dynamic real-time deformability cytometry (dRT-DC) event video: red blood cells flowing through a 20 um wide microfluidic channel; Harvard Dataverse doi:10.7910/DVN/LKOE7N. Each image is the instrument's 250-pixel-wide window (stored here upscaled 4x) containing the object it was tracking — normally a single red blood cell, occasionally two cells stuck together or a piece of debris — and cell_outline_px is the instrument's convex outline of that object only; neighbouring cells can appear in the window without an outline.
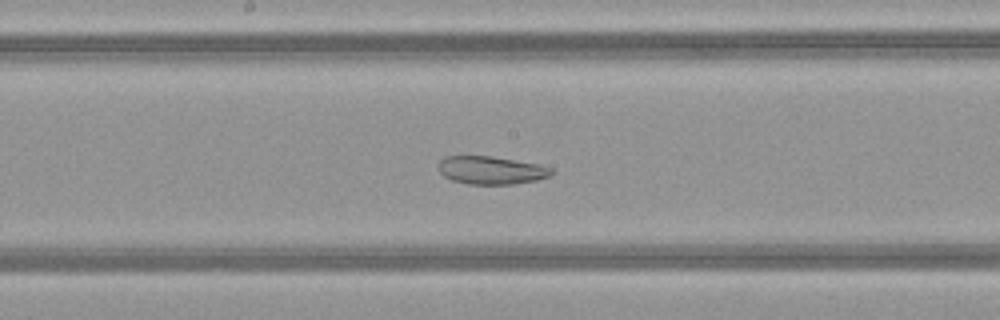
{"species": "common noctule bat (a hibernating species)", "species_latin": "Nyctalus noctula", "temperature_condition": "warm", "stored_images_in_passage": 49, "camera_frame_rate_fps": 3000, "um_per_image_px": 0.085, "animal": {"sex": "female", "body_mass_g": 21.9}, "frame": {"image": 1, "passage_image": 26, "time_ms": 8.333, "image_size_px": [1000, 320], "cell_outline_px": [[556, 172], [548, 176], [536, 180], [512, 184], [468, 184], [452, 180], [444, 176], [436, 168], [440, 160], [444, 156], [492, 156], [540, 164], [552, 168]], "centroid_in_image_um": [41.74, 14.46], "position_along_channel_um": 206.5, "area_um2": 18.61}}
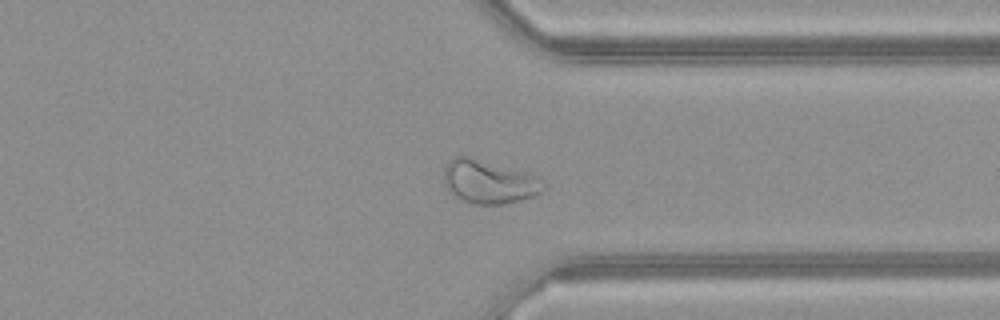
{"frame": {"image": 2, "passage_image": 38, "time_ms": 12.333, "image_size_px": [1000, 320], "cell_outline_px": [[548, 188], [536, 196], [520, 200], [500, 204], [472, 204], [456, 200], [444, 184], [444, 168], [448, 160], [452, 156], [468, 156], [528, 172], [536, 176], [548, 184]], "centroid_in_image_um": [41.57, 15.46], "position_along_channel_um": 369.8, "area_um2": 25.89}}
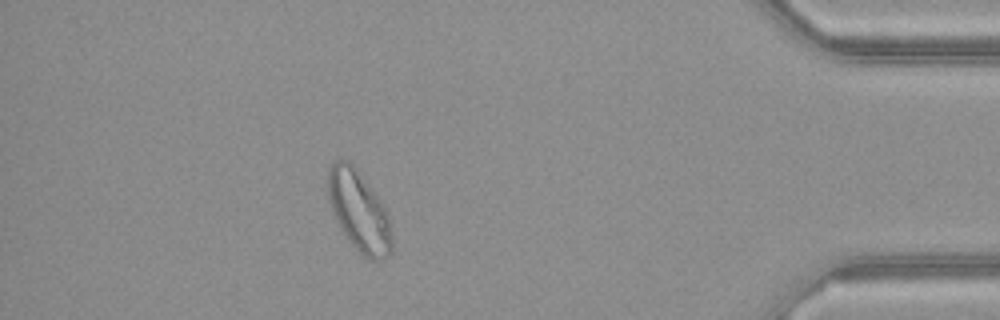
{"frame": {"image": 3, "passage_image": 44, "time_ms": 14.333, "image_size_px": [1000, 320], "cell_outline_px": [[392, 252], [384, 260], [368, 260], [356, 252], [348, 240], [336, 220], [328, 200], [324, 184], [328, 168], [332, 160], [348, 160], [352, 164], [380, 200], [388, 216], [392, 236]], "centroid_in_image_um": [30.46, 17.96], "position_along_channel_um": 404.7, "area_um2": 30.52}, "authors_computed_cell_mechanics": {"area_um2": 28.4954, "velocity_mm_per_s": 4.1154, "shape_relaxation_time_tau1_ms": null, "shape_relaxation_time_tau2_ms": 1.5829, "deformation_change_tau1": null, "deformation_change_tau2": 0.074}}